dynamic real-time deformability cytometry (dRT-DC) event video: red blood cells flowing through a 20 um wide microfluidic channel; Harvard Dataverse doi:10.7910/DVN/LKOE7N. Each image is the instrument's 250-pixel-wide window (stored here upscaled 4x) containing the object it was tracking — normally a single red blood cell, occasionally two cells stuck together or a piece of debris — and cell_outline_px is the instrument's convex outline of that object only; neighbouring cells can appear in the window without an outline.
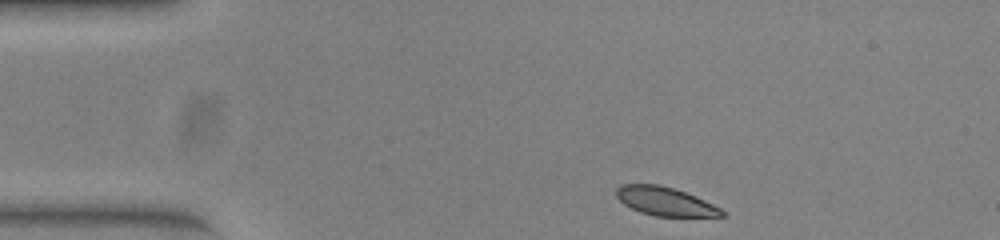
{"species": "common noctule bat (a hibernating species)", "species_latin": "Nyctalus noctula", "temperature_condition": "warm", "stored_images_in_passage": 45, "camera_frame_rate_fps": 3000, "um_per_image_px": 0.085, "animal": {"sex": "female", "body_mass_g": 23.0, "forearm_length_mm": 53.4}, "frame": {"image": 1, "passage_image": 1, "time_ms": 0.0, "image_size_px": [1000, 240], "cell_outline_px": [[728, 216], [656, 216], [640, 212], [624, 204], [616, 196], [616, 188], [620, 184], [660, 184], [684, 192], [704, 200], [728, 212]], "centroid_in_image_um": [56.54, 17.11], "position_along_channel_um": 28.5, "area_um2": 17.51}}
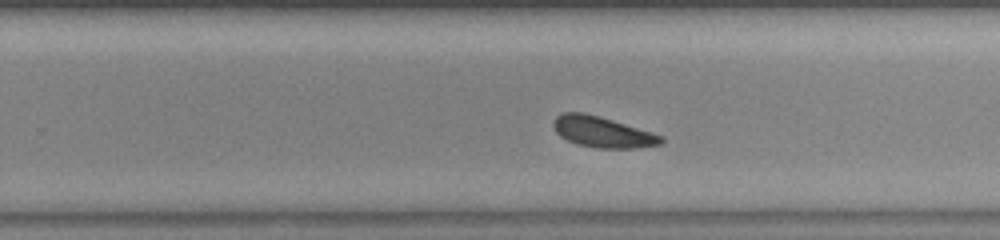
{"frame": {"image": 2, "passage_image": 25, "time_ms": 8.0, "image_size_px": [1000, 240], "cell_outline_px": [[664, 144], [636, 148], [596, 148], [576, 144], [560, 136], [556, 132], [552, 124], [552, 120], [560, 112], [584, 112], [600, 116], [652, 132], [664, 136]], "centroid_in_image_um": [51.21, 11.21], "position_along_channel_um": 278.6, "area_um2": 19.65}}
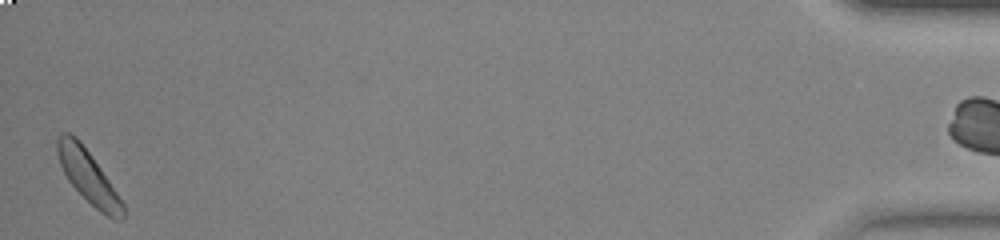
{"frame": {"image": 3, "passage_image": 44, "time_ms": 14.333, "image_size_px": [1000, 240], "cell_outline_px": [[124, 220], [112, 220], [100, 212], [68, 180], [60, 164], [56, 152], [56, 140], [60, 132], [68, 132], [76, 136], [80, 140], [100, 168], [124, 204]], "centroid_in_image_um": [7.48, 14.99], "position_along_channel_um": 427.7, "area_um2": 19.83}}